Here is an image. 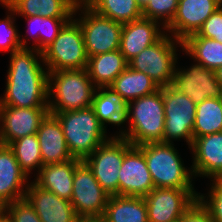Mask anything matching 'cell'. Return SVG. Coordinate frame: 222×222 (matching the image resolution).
<instances>
[{
	"mask_svg": "<svg viewBox=\"0 0 222 222\" xmlns=\"http://www.w3.org/2000/svg\"><path fill=\"white\" fill-rule=\"evenodd\" d=\"M54 114L62 125L64 137L73 158L84 161L110 137L98 120L92 106Z\"/></svg>",
	"mask_w": 222,
	"mask_h": 222,
	"instance_id": "4",
	"label": "cell"
},
{
	"mask_svg": "<svg viewBox=\"0 0 222 222\" xmlns=\"http://www.w3.org/2000/svg\"><path fill=\"white\" fill-rule=\"evenodd\" d=\"M177 47L183 50L182 41L165 33L157 42L132 58L128 66L133 70L146 73L160 88L171 85L176 63L178 64Z\"/></svg>",
	"mask_w": 222,
	"mask_h": 222,
	"instance_id": "6",
	"label": "cell"
},
{
	"mask_svg": "<svg viewBox=\"0 0 222 222\" xmlns=\"http://www.w3.org/2000/svg\"><path fill=\"white\" fill-rule=\"evenodd\" d=\"M189 149L193 152L190 167L194 178L222 179V132L197 137Z\"/></svg>",
	"mask_w": 222,
	"mask_h": 222,
	"instance_id": "18",
	"label": "cell"
},
{
	"mask_svg": "<svg viewBox=\"0 0 222 222\" xmlns=\"http://www.w3.org/2000/svg\"><path fill=\"white\" fill-rule=\"evenodd\" d=\"M165 125L162 142L172 143L184 139L190 148L193 144L196 104L171 85L163 87Z\"/></svg>",
	"mask_w": 222,
	"mask_h": 222,
	"instance_id": "9",
	"label": "cell"
},
{
	"mask_svg": "<svg viewBox=\"0 0 222 222\" xmlns=\"http://www.w3.org/2000/svg\"><path fill=\"white\" fill-rule=\"evenodd\" d=\"M126 103L110 87H98L94 93L92 108L106 129L107 123L118 127L125 123Z\"/></svg>",
	"mask_w": 222,
	"mask_h": 222,
	"instance_id": "26",
	"label": "cell"
},
{
	"mask_svg": "<svg viewBox=\"0 0 222 222\" xmlns=\"http://www.w3.org/2000/svg\"><path fill=\"white\" fill-rule=\"evenodd\" d=\"M128 102L154 93L160 87L146 74L129 66L109 86Z\"/></svg>",
	"mask_w": 222,
	"mask_h": 222,
	"instance_id": "27",
	"label": "cell"
},
{
	"mask_svg": "<svg viewBox=\"0 0 222 222\" xmlns=\"http://www.w3.org/2000/svg\"><path fill=\"white\" fill-rule=\"evenodd\" d=\"M3 216L8 222H41L36 210L26 198L5 205Z\"/></svg>",
	"mask_w": 222,
	"mask_h": 222,
	"instance_id": "35",
	"label": "cell"
},
{
	"mask_svg": "<svg viewBox=\"0 0 222 222\" xmlns=\"http://www.w3.org/2000/svg\"><path fill=\"white\" fill-rule=\"evenodd\" d=\"M17 16L72 18L76 3L73 0H2Z\"/></svg>",
	"mask_w": 222,
	"mask_h": 222,
	"instance_id": "23",
	"label": "cell"
},
{
	"mask_svg": "<svg viewBox=\"0 0 222 222\" xmlns=\"http://www.w3.org/2000/svg\"><path fill=\"white\" fill-rule=\"evenodd\" d=\"M132 146L126 138L112 135L84 160L93 171L100 186L110 196L118 195V173L123 163L124 154Z\"/></svg>",
	"mask_w": 222,
	"mask_h": 222,
	"instance_id": "10",
	"label": "cell"
},
{
	"mask_svg": "<svg viewBox=\"0 0 222 222\" xmlns=\"http://www.w3.org/2000/svg\"><path fill=\"white\" fill-rule=\"evenodd\" d=\"M212 182L208 196L199 193L198 199L209 210L214 222H222V179L212 180Z\"/></svg>",
	"mask_w": 222,
	"mask_h": 222,
	"instance_id": "36",
	"label": "cell"
},
{
	"mask_svg": "<svg viewBox=\"0 0 222 222\" xmlns=\"http://www.w3.org/2000/svg\"><path fill=\"white\" fill-rule=\"evenodd\" d=\"M78 12L82 16L76 19ZM73 18L82 30L88 57L119 50L123 24L98 14L88 4H77Z\"/></svg>",
	"mask_w": 222,
	"mask_h": 222,
	"instance_id": "8",
	"label": "cell"
},
{
	"mask_svg": "<svg viewBox=\"0 0 222 222\" xmlns=\"http://www.w3.org/2000/svg\"><path fill=\"white\" fill-rule=\"evenodd\" d=\"M109 194L100 186L93 171L82 161L73 178L71 204L79 218H102Z\"/></svg>",
	"mask_w": 222,
	"mask_h": 222,
	"instance_id": "11",
	"label": "cell"
},
{
	"mask_svg": "<svg viewBox=\"0 0 222 222\" xmlns=\"http://www.w3.org/2000/svg\"><path fill=\"white\" fill-rule=\"evenodd\" d=\"M183 51L194 63H200L205 68L216 71L222 66V43L201 36H188L184 41Z\"/></svg>",
	"mask_w": 222,
	"mask_h": 222,
	"instance_id": "28",
	"label": "cell"
},
{
	"mask_svg": "<svg viewBox=\"0 0 222 222\" xmlns=\"http://www.w3.org/2000/svg\"><path fill=\"white\" fill-rule=\"evenodd\" d=\"M190 36H201L222 43V6L206 19L197 33Z\"/></svg>",
	"mask_w": 222,
	"mask_h": 222,
	"instance_id": "37",
	"label": "cell"
},
{
	"mask_svg": "<svg viewBox=\"0 0 222 222\" xmlns=\"http://www.w3.org/2000/svg\"><path fill=\"white\" fill-rule=\"evenodd\" d=\"M222 132V104L220 98H207L196 105L194 140L197 137Z\"/></svg>",
	"mask_w": 222,
	"mask_h": 222,
	"instance_id": "30",
	"label": "cell"
},
{
	"mask_svg": "<svg viewBox=\"0 0 222 222\" xmlns=\"http://www.w3.org/2000/svg\"><path fill=\"white\" fill-rule=\"evenodd\" d=\"M179 222H214L209 210L196 199L180 217Z\"/></svg>",
	"mask_w": 222,
	"mask_h": 222,
	"instance_id": "38",
	"label": "cell"
},
{
	"mask_svg": "<svg viewBox=\"0 0 222 222\" xmlns=\"http://www.w3.org/2000/svg\"><path fill=\"white\" fill-rule=\"evenodd\" d=\"M160 25L157 21L143 17L123 24L119 50L128 62L166 33Z\"/></svg>",
	"mask_w": 222,
	"mask_h": 222,
	"instance_id": "19",
	"label": "cell"
},
{
	"mask_svg": "<svg viewBox=\"0 0 222 222\" xmlns=\"http://www.w3.org/2000/svg\"><path fill=\"white\" fill-rule=\"evenodd\" d=\"M9 63L0 106L48 107V69L44 67L42 53L21 48L10 54Z\"/></svg>",
	"mask_w": 222,
	"mask_h": 222,
	"instance_id": "1",
	"label": "cell"
},
{
	"mask_svg": "<svg viewBox=\"0 0 222 222\" xmlns=\"http://www.w3.org/2000/svg\"><path fill=\"white\" fill-rule=\"evenodd\" d=\"M217 80L222 85V66L216 70Z\"/></svg>",
	"mask_w": 222,
	"mask_h": 222,
	"instance_id": "41",
	"label": "cell"
},
{
	"mask_svg": "<svg viewBox=\"0 0 222 222\" xmlns=\"http://www.w3.org/2000/svg\"><path fill=\"white\" fill-rule=\"evenodd\" d=\"M0 4L6 7L9 14L0 20V51H9L11 54L21 48H30L25 40L27 38H22L15 26V13L2 0H0Z\"/></svg>",
	"mask_w": 222,
	"mask_h": 222,
	"instance_id": "33",
	"label": "cell"
},
{
	"mask_svg": "<svg viewBox=\"0 0 222 222\" xmlns=\"http://www.w3.org/2000/svg\"><path fill=\"white\" fill-rule=\"evenodd\" d=\"M4 207L0 204V218L3 217Z\"/></svg>",
	"mask_w": 222,
	"mask_h": 222,
	"instance_id": "43",
	"label": "cell"
},
{
	"mask_svg": "<svg viewBox=\"0 0 222 222\" xmlns=\"http://www.w3.org/2000/svg\"><path fill=\"white\" fill-rule=\"evenodd\" d=\"M82 161L76 158L64 163L43 165L34 180L40 187L55 195L71 200L75 168Z\"/></svg>",
	"mask_w": 222,
	"mask_h": 222,
	"instance_id": "22",
	"label": "cell"
},
{
	"mask_svg": "<svg viewBox=\"0 0 222 222\" xmlns=\"http://www.w3.org/2000/svg\"><path fill=\"white\" fill-rule=\"evenodd\" d=\"M118 174L119 196L145 197L155 188L144 153L137 146L124 154Z\"/></svg>",
	"mask_w": 222,
	"mask_h": 222,
	"instance_id": "14",
	"label": "cell"
},
{
	"mask_svg": "<svg viewBox=\"0 0 222 222\" xmlns=\"http://www.w3.org/2000/svg\"><path fill=\"white\" fill-rule=\"evenodd\" d=\"M173 145L151 142L137 147L144 153L155 188L194 189L191 167L188 169L185 167L178 150Z\"/></svg>",
	"mask_w": 222,
	"mask_h": 222,
	"instance_id": "5",
	"label": "cell"
},
{
	"mask_svg": "<svg viewBox=\"0 0 222 222\" xmlns=\"http://www.w3.org/2000/svg\"><path fill=\"white\" fill-rule=\"evenodd\" d=\"M28 179L12 149L8 145H0V204L4 207L25 198L30 183Z\"/></svg>",
	"mask_w": 222,
	"mask_h": 222,
	"instance_id": "20",
	"label": "cell"
},
{
	"mask_svg": "<svg viewBox=\"0 0 222 222\" xmlns=\"http://www.w3.org/2000/svg\"><path fill=\"white\" fill-rule=\"evenodd\" d=\"M0 222H8V221L3 216V217L0 218Z\"/></svg>",
	"mask_w": 222,
	"mask_h": 222,
	"instance_id": "44",
	"label": "cell"
},
{
	"mask_svg": "<svg viewBox=\"0 0 222 222\" xmlns=\"http://www.w3.org/2000/svg\"><path fill=\"white\" fill-rule=\"evenodd\" d=\"M77 222H104L102 218H79Z\"/></svg>",
	"mask_w": 222,
	"mask_h": 222,
	"instance_id": "39",
	"label": "cell"
},
{
	"mask_svg": "<svg viewBox=\"0 0 222 222\" xmlns=\"http://www.w3.org/2000/svg\"><path fill=\"white\" fill-rule=\"evenodd\" d=\"M96 89L87 69L48 71L49 113L92 106Z\"/></svg>",
	"mask_w": 222,
	"mask_h": 222,
	"instance_id": "3",
	"label": "cell"
},
{
	"mask_svg": "<svg viewBox=\"0 0 222 222\" xmlns=\"http://www.w3.org/2000/svg\"><path fill=\"white\" fill-rule=\"evenodd\" d=\"M171 86L192 99L196 105L207 98L222 96V85L217 80L216 71L197 62L186 69L176 66Z\"/></svg>",
	"mask_w": 222,
	"mask_h": 222,
	"instance_id": "13",
	"label": "cell"
},
{
	"mask_svg": "<svg viewBox=\"0 0 222 222\" xmlns=\"http://www.w3.org/2000/svg\"><path fill=\"white\" fill-rule=\"evenodd\" d=\"M220 6L221 0H179L172 22L165 28L166 33L180 41L195 34L206 19Z\"/></svg>",
	"mask_w": 222,
	"mask_h": 222,
	"instance_id": "16",
	"label": "cell"
},
{
	"mask_svg": "<svg viewBox=\"0 0 222 222\" xmlns=\"http://www.w3.org/2000/svg\"><path fill=\"white\" fill-rule=\"evenodd\" d=\"M48 71L86 69L88 55L79 23L72 17L42 52Z\"/></svg>",
	"mask_w": 222,
	"mask_h": 222,
	"instance_id": "7",
	"label": "cell"
},
{
	"mask_svg": "<svg viewBox=\"0 0 222 222\" xmlns=\"http://www.w3.org/2000/svg\"><path fill=\"white\" fill-rule=\"evenodd\" d=\"M90 0H76V4H87Z\"/></svg>",
	"mask_w": 222,
	"mask_h": 222,
	"instance_id": "42",
	"label": "cell"
},
{
	"mask_svg": "<svg viewBox=\"0 0 222 222\" xmlns=\"http://www.w3.org/2000/svg\"><path fill=\"white\" fill-rule=\"evenodd\" d=\"M195 189L154 188L144 197L149 222H173L198 199Z\"/></svg>",
	"mask_w": 222,
	"mask_h": 222,
	"instance_id": "12",
	"label": "cell"
},
{
	"mask_svg": "<svg viewBox=\"0 0 222 222\" xmlns=\"http://www.w3.org/2000/svg\"><path fill=\"white\" fill-rule=\"evenodd\" d=\"M127 67L128 61L120 50H114L89 57L86 69L92 83L98 88L109 87Z\"/></svg>",
	"mask_w": 222,
	"mask_h": 222,
	"instance_id": "24",
	"label": "cell"
},
{
	"mask_svg": "<svg viewBox=\"0 0 222 222\" xmlns=\"http://www.w3.org/2000/svg\"><path fill=\"white\" fill-rule=\"evenodd\" d=\"M37 139L43 165L64 163L73 159L62 125L54 114L48 113L42 120L37 131Z\"/></svg>",
	"mask_w": 222,
	"mask_h": 222,
	"instance_id": "21",
	"label": "cell"
},
{
	"mask_svg": "<svg viewBox=\"0 0 222 222\" xmlns=\"http://www.w3.org/2000/svg\"><path fill=\"white\" fill-rule=\"evenodd\" d=\"M49 113L48 107L17 108L0 106V134L3 145L37 134L42 120Z\"/></svg>",
	"mask_w": 222,
	"mask_h": 222,
	"instance_id": "15",
	"label": "cell"
},
{
	"mask_svg": "<svg viewBox=\"0 0 222 222\" xmlns=\"http://www.w3.org/2000/svg\"><path fill=\"white\" fill-rule=\"evenodd\" d=\"M21 17H24L28 22L29 30L27 29L26 32L35 38V45L30 46V48L41 53L55 40L64 25L71 19L43 17L41 15Z\"/></svg>",
	"mask_w": 222,
	"mask_h": 222,
	"instance_id": "29",
	"label": "cell"
},
{
	"mask_svg": "<svg viewBox=\"0 0 222 222\" xmlns=\"http://www.w3.org/2000/svg\"><path fill=\"white\" fill-rule=\"evenodd\" d=\"M102 219L104 222H149L144 197L109 196Z\"/></svg>",
	"mask_w": 222,
	"mask_h": 222,
	"instance_id": "25",
	"label": "cell"
},
{
	"mask_svg": "<svg viewBox=\"0 0 222 222\" xmlns=\"http://www.w3.org/2000/svg\"><path fill=\"white\" fill-rule=\"evenodd\" d=\"M178 3L179 0H150L142 10V16L157 21L161 27L166 28L176 14Z\"/></svg>",
	"mask_w": 222,
	"mask_h": 222,
	"instance_id": "34",
	"label": "cell"
},
{
	"mask_svg": "<svg viewBox=\"0 0 222 222\" xmlns=\"http://www.w3.org/2000/svg\"><path fill=\"white\" fill-rule=\"evenodd\" d=\"M25 198L41 222H77L79 219L69 200L40 187L34 180L27 186Z\"/></svg>",
	"mask_w": 222,
	"mask_h": 222,
	"instance_id": "17",
	"label": "cell"
},
{
	"mask_svg": "<svg viewBox=\"0 0 222 222\" xmlns=\"http://www.w3.org/2000/svg\"><path fill=\"white\" fill-rule=\"evenodd\" d=\"M14 152L21 169L29 177L32 170L40 172L43 166L37 134L21 137L8 145Z\"/></svg>",
	"mask_w": 222,
	"mask_h": 222,
	"instance_id": "32",
	"label": "cell"
},
{
	"mask_svg": "<svg viewBox=\"0 0 222 222\" xmlns=\"http://www.w3.org/2000/svg\"><path fill=\"white\" fill-rule=\"evenodd\" d=\"M126 121L130 123L129 128L121 129L120 134L115 135L126 138L133 146L162 142L165 125L163 87L128 102Z\"/></svg>",
	"mask_w": 222,
	"mask_h": 222,
	"instance_id": "2",
	"label": "cell"
},
{
	"mask_svg": "<svg viewBox=\"0 0 222 222\" xmlns=\"http://www.w3.org/2000/svg\"><path fill=\"white\" fill-rule=\"evenodd\" d=\"M87 4L98 14L121 24L143 17L136 0H90Z\"/></svg>",
	"mask_w": 222,
	"mask_h": 222,
	"instance_id": "31",
	"label": "cell"
},
{
	"mask_svg": "<svg viewBox=\"0 0 222 222\" xmlns=\"http://www.w3.org/2000/svg\"><path fill=\"white\" fill-rule=\"evenodd\" d=\"M150 0H136L137 4L139 5L140 9L143 10Z\"/></svg>",
	"mask_w": 222,
	"mask_h": 222,
	"instance_id": "40",
	"label": "cell"
}]
</instances>
